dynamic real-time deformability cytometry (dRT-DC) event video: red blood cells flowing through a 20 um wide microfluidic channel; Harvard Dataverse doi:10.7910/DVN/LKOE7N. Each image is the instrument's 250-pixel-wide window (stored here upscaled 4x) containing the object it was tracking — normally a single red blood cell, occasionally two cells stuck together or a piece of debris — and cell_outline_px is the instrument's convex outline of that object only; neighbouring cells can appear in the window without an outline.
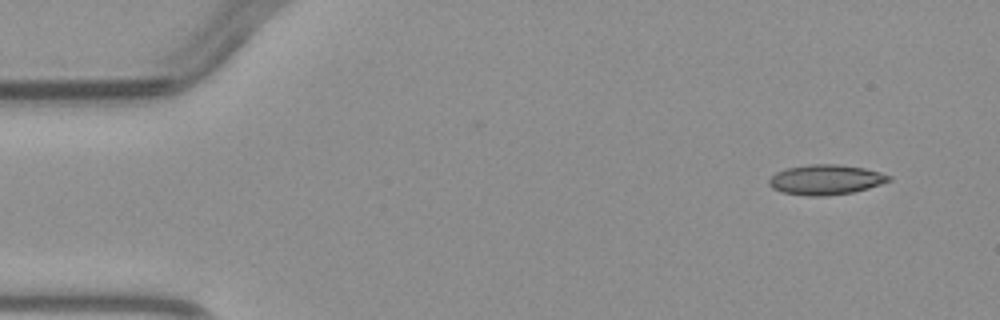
{"species": "common noctule bat (a hibernating species)", "species_latin": "Nyctalus noctula", "temperature_condition": "warm", "stored_images_in_passage": 3, "segment_of_instrument_passage": [2, 2], "camera_frame_rate_fps": 3000, "um_per_image_px": 0.085, "animal": {"sex": "male", "body_mass_g": 23.1, "forearm_length_mm": 52.7}, "frame": {"image": 1, "passage_image": 3, "time_ms": 3.333, "image_size_px": [1000, 320], "cell_outline_px": [[892, 180], [868, 188], [852, 192], [824, 196], [808, 196], [780, 192], [772, 188], [768, 184], [768, 180], [776, 172], [784, 168], [808, 164], [840, 164], [864, 168], [880, 172], [892, 176]], "centroid_in_image_um": [70.16, 15.26], "position_along_channel_um": 14.8, "area_um2": 21.15}}